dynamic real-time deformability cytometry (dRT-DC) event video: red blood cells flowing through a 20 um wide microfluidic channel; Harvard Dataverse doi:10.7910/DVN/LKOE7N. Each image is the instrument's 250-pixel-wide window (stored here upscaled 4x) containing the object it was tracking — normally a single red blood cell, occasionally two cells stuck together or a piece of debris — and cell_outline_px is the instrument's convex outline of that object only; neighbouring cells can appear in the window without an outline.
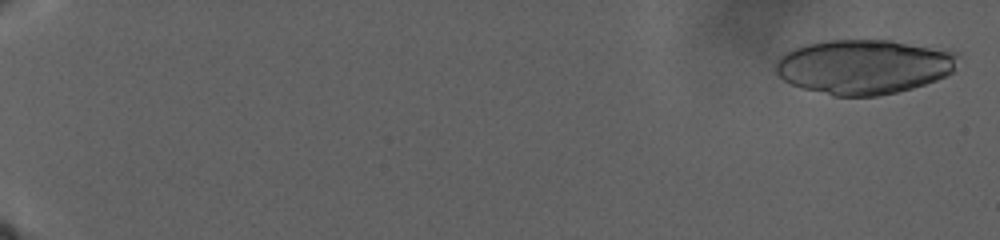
{"species": "human", "species_latin": "Homo sapiens", "temperature_condition": "warm", "stored_images_in_passage": 74, "camera_frame_rate_fps": 3000, "um_per_image_px": 0.085, "donor": {"sex": "male"}, "frame": {"image": 1, "passage_image": 2, "time_ms": 0.667, "image_size_px": [1000, 240], "cell_outline_px": [[960, 56], [952, 72], [936, 80], [912, 88], [896, 92], [876, 96], [832, 96], [804, 88], [792, 84], [784, 80], [776, 72], [776, 60], [784, 52], [792, 48], [804, 44], [828, 40], [892, 40], [948, 48], [960, 52]], "centroid_in_image_um": [73.48, 5.64], "position_along_channel_um": 11.5, "area_um2": 58.72}}
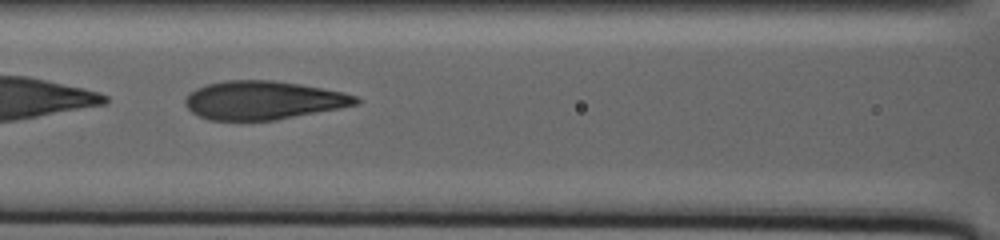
{"frame": {"image": 2, "passage_image": 30, "time_ms": 21.667, "image_size_px": [1000, 240], "cell_outline_px": [[360, 100], [356, 104], [340, 108], [276, 120], [208, 120], [192, 112], [184, 104], [184, 100], [188, 92], [204, 84], [224, 80], [272, 80], [300, 84], [344, 92], [356, 96]], "centroid_in_image_um": [22.32, 8.51], "position_along_channel_um": 144.3, "area_um2": 38.44}}
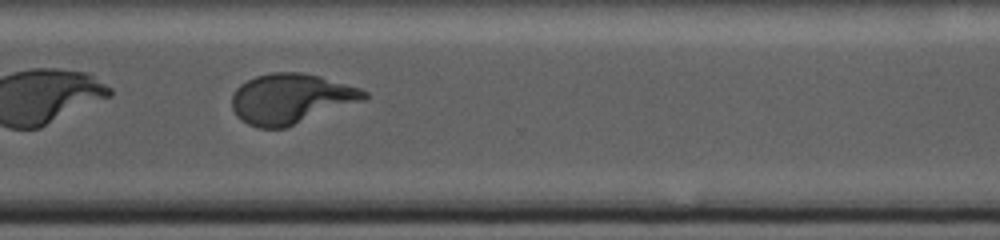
{"frame": {"image": 3, "passage_image": 56, "time_ms": 33.0, "image_size_px": [1000, 240], "cell_outline_px": [[368, 96], [364, 100], [284, 128], [256, 128], [248, 124], [236, 116], [232, 108], [232, 96], [236, 88], [240, 84], [256, 76], [272, 72], [300, 72], [320, 76], [360, 88], [368, 92]], "centroid_in_image_um": [24.71, 8.39], "position_along_channel_um": 345.9, "area_um2": 38.44}}